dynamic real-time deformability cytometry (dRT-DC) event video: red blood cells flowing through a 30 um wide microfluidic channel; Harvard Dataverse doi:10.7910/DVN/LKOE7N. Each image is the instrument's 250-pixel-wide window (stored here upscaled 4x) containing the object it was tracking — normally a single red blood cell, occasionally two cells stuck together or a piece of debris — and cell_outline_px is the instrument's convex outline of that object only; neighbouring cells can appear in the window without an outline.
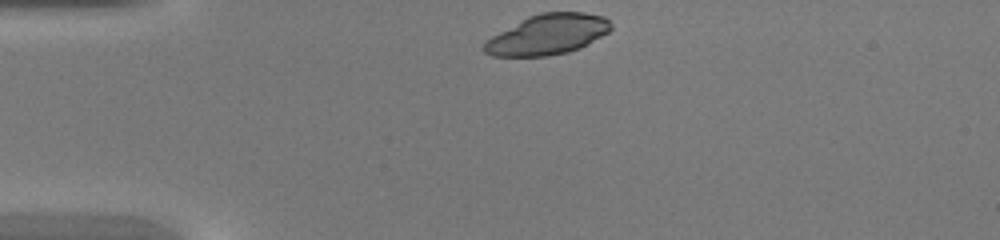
{"species": "common noctule bat (a hibernating species)", "species_latin": "Nyctalus noctula", "temperature_condition": "warm", "stored_images_in_passage": 28, "camera_frame_rate_fps": 3000, "um_per_image_px": 0.085, "animal": {"sex": "female", "body_mass_g": 20.0, "forearm_length_mm": 54.0}, "frame": {"image": 1, "passage_image": 1, "time_ms": 0.0, "image_size_px": [1000, 240], "cell_outline_px": [[612, 28], [608, 32], [588, 44], [580, 48], [568, 52], [548, 56], [492, 56], [484, 52], [480, 48], [492, 36], [528, 16], [540, 12], [584, 12], [604, 16], [612, 24]], "centroid_in_image_um": [46.56, 2.93], "position_along_channel_um": 38.4, "area_um2": 29.77}}